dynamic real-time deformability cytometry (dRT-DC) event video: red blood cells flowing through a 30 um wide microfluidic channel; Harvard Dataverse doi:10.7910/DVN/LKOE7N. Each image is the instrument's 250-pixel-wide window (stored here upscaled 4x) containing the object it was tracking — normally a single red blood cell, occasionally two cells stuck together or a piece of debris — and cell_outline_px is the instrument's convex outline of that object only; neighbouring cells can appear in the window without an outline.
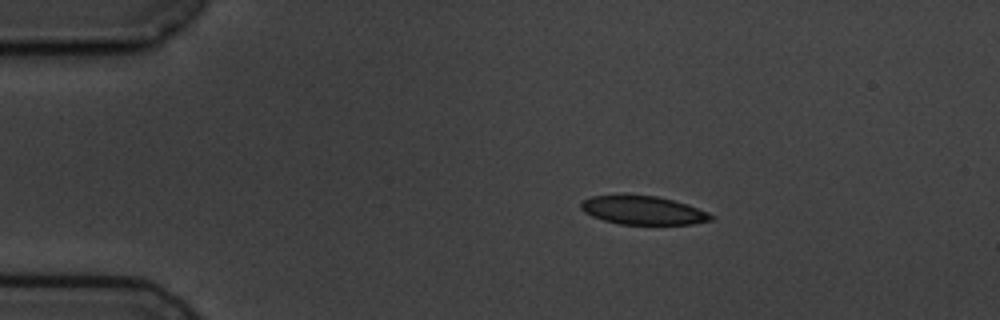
{"species": "common noctule bat (a hibernating species)", "species_latin": "Nyctalus noctula", "temperature_condition": "cold", "stored_images_in_passage": 5, "camera_frame_rate_fps": 3000, "um_per_image_px": 0.085, "animal": {"sex": "male", "body_mass_g": 19.5, "forearm_length_mm": 54.6}, "frame": {"image": 1, "passage_image": 2, "time_ms": 1.333, "image_size_px": [1000, 320], "cell_outline_px": [[712, 220], [692, 224], [620, 224], [604, 220], [592, 216], [584, 212], [580, 208], [580, 204], [584, 200], [592, 196], [656, 196], [688, 204], [708, 212], [712, 216]], "centroid_in_image_um": [54.67, 17.89], "position_along_channel_um": 30.3, "area_um2": 21.21}}
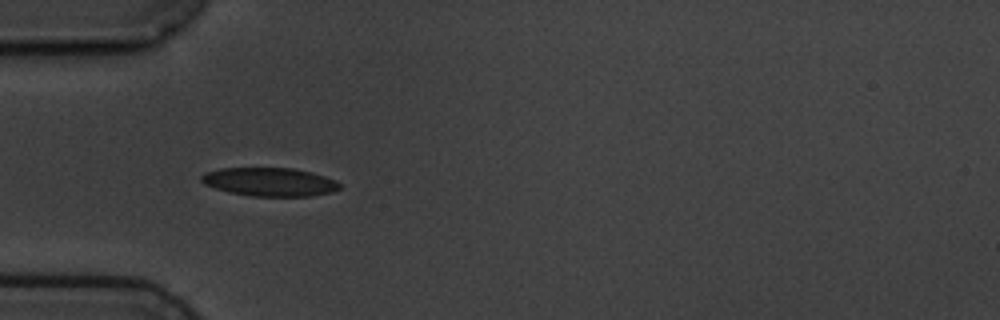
{"frame": {"image": 2, "passage_image": 4, "time_ms": 3.667, "image_size_px": [1000, 320], "cell_outline_px": [[340, 188], [332, 192], [312, 196], [252, 196], [228, 192], [204, 184], [200, 180], [200, 176], [204, 172], [220, 168], [292, 168], [312, 172], [336, 180], [340, 184]], "centroid_in_image_um": [22.91, 15.46], "position_along_channel_um": 62.1, "area_um2": 23.06}}
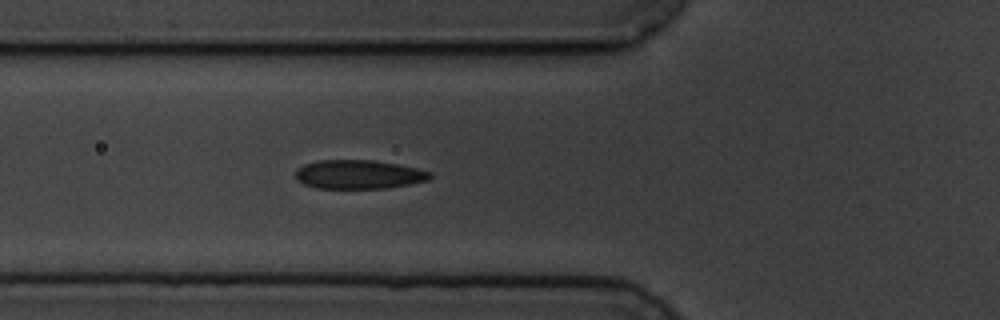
{"frame": {"image": 3, "passage_image": 5, "time_ms": 4.667, "image_size_px": [1000, 320], "cell_outline_px": [[432, 176], [428, 180], [388, 188], [316, 188], [304, 184], [296, 180], [296, 168], [304, 164], [316, 160], [372, 160], [396, 164], [416, 168], [432, 172]], "centroid_in_image_um": [30.46, 14.82], "position_along_channel_um": 95.3, "area_um2": 22.66}}